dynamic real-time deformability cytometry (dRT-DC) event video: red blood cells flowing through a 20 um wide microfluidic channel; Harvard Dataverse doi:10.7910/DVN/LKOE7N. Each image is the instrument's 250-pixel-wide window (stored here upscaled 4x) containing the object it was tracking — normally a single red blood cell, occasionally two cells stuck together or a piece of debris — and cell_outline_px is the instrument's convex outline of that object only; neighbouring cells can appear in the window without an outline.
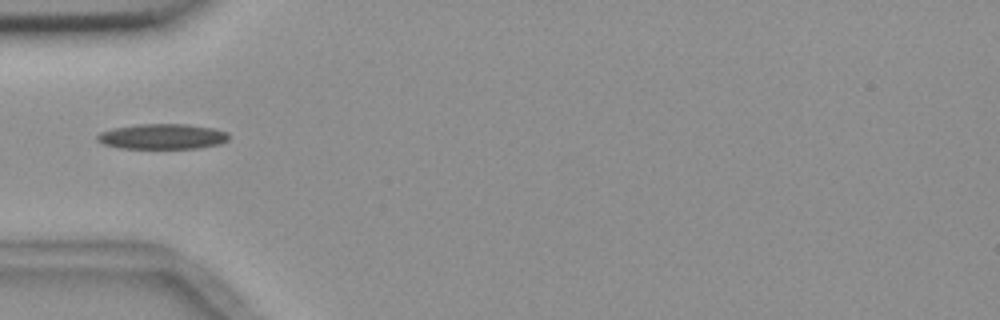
{"species": "common noctule bat (a hibernating species)", "species_latin": "Nyctalus noctula", "temperature_condition": "room temperature", "stored_images_in_passage": 5, "camera_frame_rate_fps": 3000, "um_per_image_px": 0.085, "animal": {"sex": "female", "body_mass_g": 18.4}, "frame": {"image": 1, "passage_image": 5, "time_ms": 5.333, "image_size_px": [1000, 320], "cell_outline_px": [[228, 140], [220, 144], [200, 148], [120, 148], [104, 144], [96, 140], [96, 136], [100, 132], [112, 128], [140, 124], [184, 124], [212, 128], [228, 132]], "centroid_in_image_um": [13.79, 11.6], "position_along_channel_um": 71.2, "area_um2": 19.36}}